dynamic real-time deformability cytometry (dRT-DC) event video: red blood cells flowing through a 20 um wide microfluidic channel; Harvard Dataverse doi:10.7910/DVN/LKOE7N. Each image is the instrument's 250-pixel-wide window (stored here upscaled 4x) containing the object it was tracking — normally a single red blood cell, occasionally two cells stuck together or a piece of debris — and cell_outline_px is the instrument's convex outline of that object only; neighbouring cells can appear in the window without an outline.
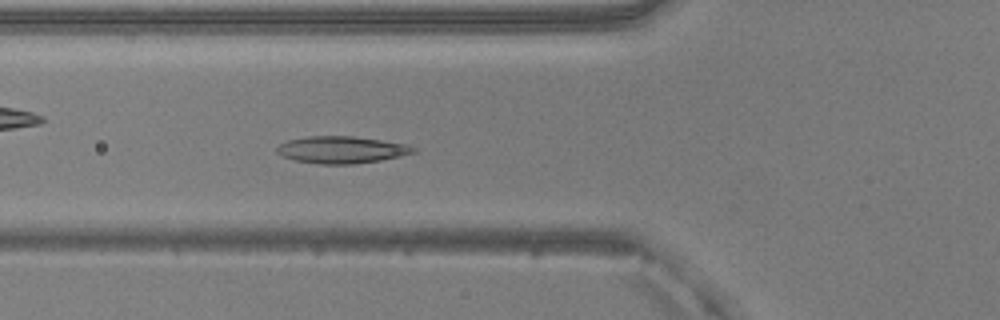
{"species": "common noctule bat (a hibernating species)", "species_latin": "Nyctalus noctula", "temperature_condition": "warm", "stored_images_in_passage": 51, "camera_frame_rate_fps": 3000, "um_per_image_px": 0.085, "animal": {"sex": "male", "body_mass_g": 20.5, "forearm_length_mm": 52.5}, "frame": {"image": 1, "passage_image": 18, "time_ms": 5.667, "image_size_px": [1000, 320], "cell_outline_px": [[416, 152], [400, 156], [380, 160], [352, 164], [320, 164], [296, 160], [284, 156], [276, 152], [276, 148], [280, 144], [288, 140], [308, 136], [352, 136], [408, 144], [416, 148]], "centroid_in_image_um": [29.05, 12.72], "position_along_channel_um": 96.8, "area_um2": 21.33}}
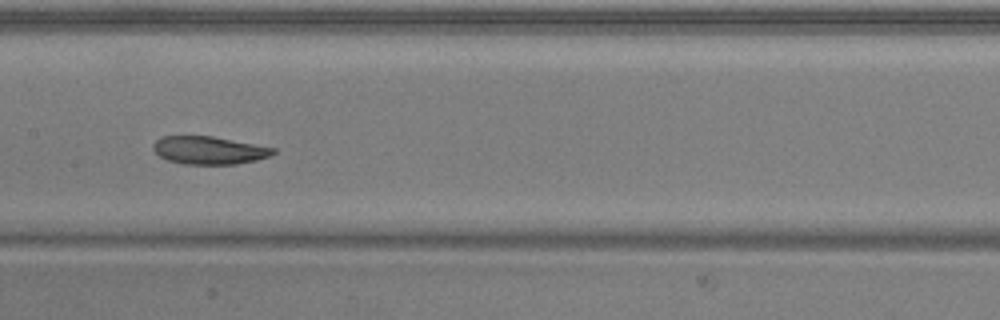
{"frame": {"image": 2, "passage_image": 25, "time_ms": 8.0, "image_size_px": [1000, 320], "cell_outline_px": [[276, 152], [268, 156], [256, 160], [236, 164], [184, 164], [168, 160], [160, 156], [152, 148], [152, 144], [160, 136], [212, 136], [276, 148]], "centroid_in_image_um": [17.75, 12.77], "position_along_channel_um": 189.7, "area_um2": 19.42}}
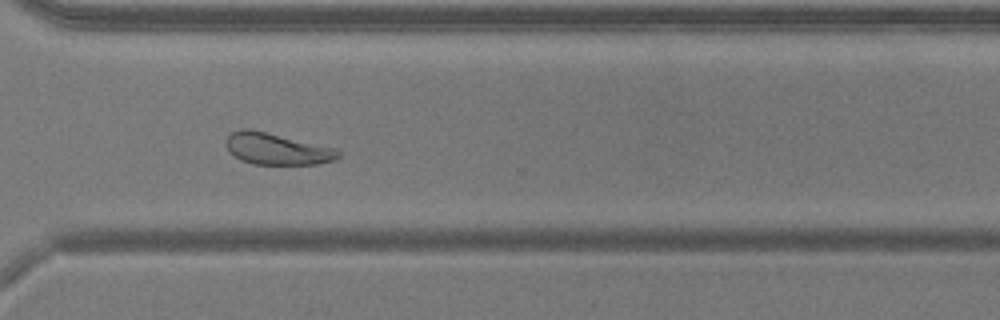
{"frame": {"image": 3, "passage_image": 37, "time_ms": 12.0, "image_size_px": [1000, 320], "cell_outline_px": [[340, 156], [336, 160], [316, 164], [252, 164], [240, 160], [228, 148], [228, 136], [232, 132], [240, 128], [248, 128], [336, 148], [340, 152]], "centroid_in_image_um": [23.58, 12.66], "position_along_channel_um": 347.0, "area_um2": 20.35}, "authors_computed_cell_mechanics": {"area_um2": 21.7906, "velocity_mm_per_s": 3.9537, "shape_relaxation_time_tau1_ms": 4.0326, "shape_relaxation_time_tau2_ms": null, "deformation_change_tau1": 0.1082, "deformation_change_tau2": null}}